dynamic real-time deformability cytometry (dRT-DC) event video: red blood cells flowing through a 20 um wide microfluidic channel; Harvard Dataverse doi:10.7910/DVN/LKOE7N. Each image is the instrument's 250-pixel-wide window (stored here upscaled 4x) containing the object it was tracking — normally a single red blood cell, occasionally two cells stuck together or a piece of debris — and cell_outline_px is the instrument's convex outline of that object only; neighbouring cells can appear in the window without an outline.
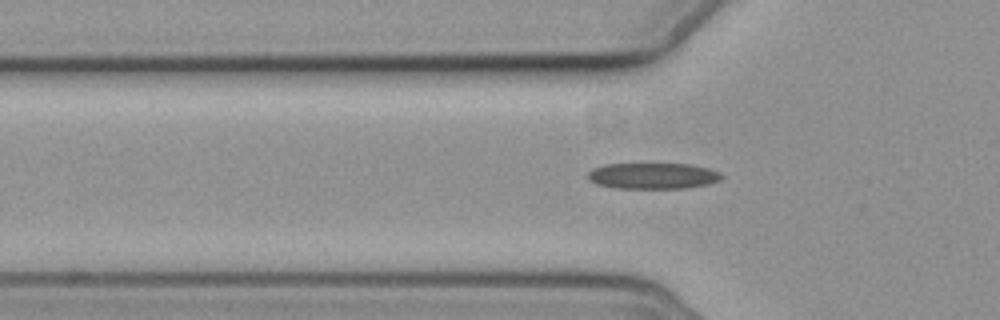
{"species": "common noctule bat (a hibernating species)", "species_latin": "Nyctalus noctula", "temperature_condition": "cold", "stored_images_in_passage": 4, "camera_frame_rate_fps": 3000, "um_per_image_px": 0.085, "animal": {"sex": "female", "body_mass_g": 19.3, "forearm_length_mm": 54.1}, "frame": {"image": 1, "passage_image": 4, "time_ms": 3.667, "image_size_px": [1000, 320], "cell_outline_px": [[724, 176], [720, 180], [708, 184], [688, 188], [616, 188], [596, 184], [588, 180], [588, 172], [592, 168], [604, 164], [692, 164], [708, 168], [720, 172]], "centroid_in_image_um": [55.5, 14.95], "position_along_channel_um": 70.3, "area_um2": 20.46}}